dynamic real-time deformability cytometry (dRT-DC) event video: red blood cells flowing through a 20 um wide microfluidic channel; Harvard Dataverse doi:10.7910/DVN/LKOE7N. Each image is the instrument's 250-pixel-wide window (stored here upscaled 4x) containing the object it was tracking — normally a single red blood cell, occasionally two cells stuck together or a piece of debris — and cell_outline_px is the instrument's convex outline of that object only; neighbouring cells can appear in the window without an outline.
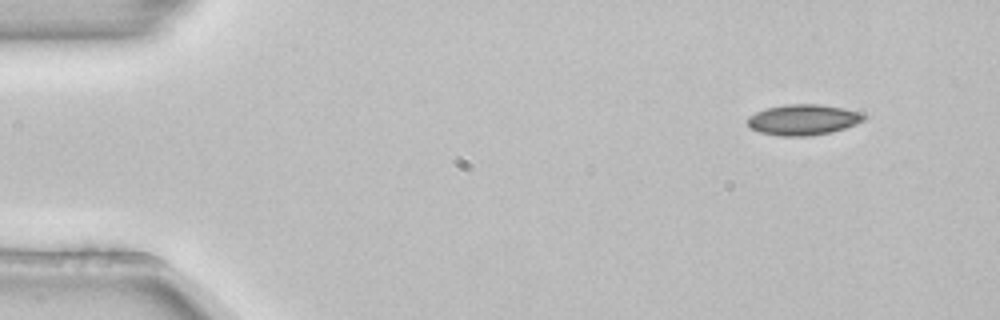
{"species": "common noctule bat (a hibernating species)", "species_latin": "Nyctalus noctula", "temperature_condition": "room temperature", "stored_images_in_passage": 4, "camera_frame_rate_fps": 3000, "um_per_image_px": 0.085, "animal": {"sex": "female", "body_mass_g": 22.7, "forearm_length_mm": 54.2}, "frame": {"image": 1, "passage_image": 1, "time_ms": 0.0, "image_size_px": [1000, 320], "cell_outline_px": [[868, 116], [864, 120], [856, 124], [832, 132], [808, 136], [780, 136], [760, 132], [752, 128], [748, 124], [748, 116], [764, 108], [788, 104], [820, 104], [864, 112]], "centroid_in_image_um": [68.31, 10.17], "position_along_channel_um": 16.7, "area_um2": 20.92}}
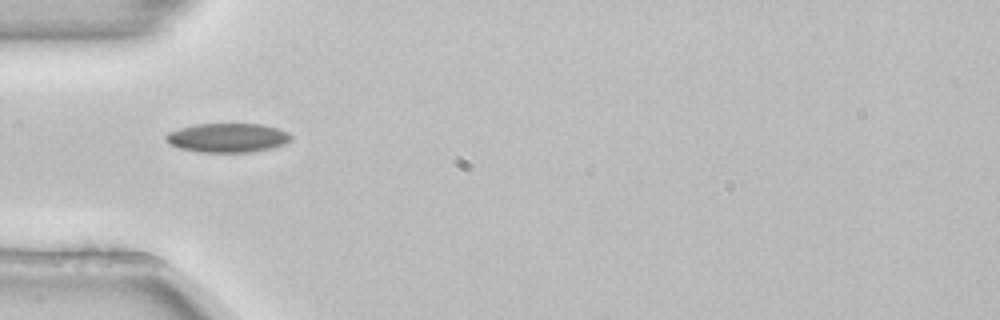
{"frame": {"image": 2, "passage_image": 4, "time_ms": 1.0, "image_size_px": [1000, 320], "cell_outline_px": [[292, 140], [284, 144], [272, 148], [252, 152], [200, 152], [180, 148], [172, 144], [164, 136], [168, 132], [180, 128], [196, 124], [260, 124], [276, 128], [288, 132], [292, 136]], "centroid_in_image_um": [19.38, 11.71], "position_along_channel_um": 65.6, "area_um2": 21.1}}